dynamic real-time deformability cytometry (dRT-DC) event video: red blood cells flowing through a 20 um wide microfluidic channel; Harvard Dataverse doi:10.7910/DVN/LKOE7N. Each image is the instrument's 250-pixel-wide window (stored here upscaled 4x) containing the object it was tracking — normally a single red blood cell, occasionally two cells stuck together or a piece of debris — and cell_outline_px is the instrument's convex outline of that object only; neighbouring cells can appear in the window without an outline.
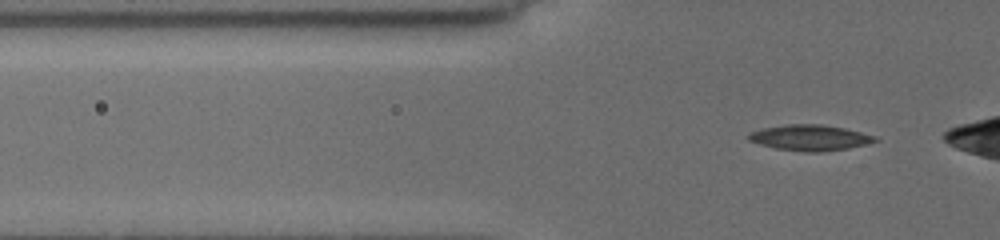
{"species": "common noctule bat (a hibernating species)", "species_latin": "Nyctalus noctula", "temperature_condition": "cold", "stored_images_in_passage": 8, "segment_of_instrument_passage": [2, 2], "camera_frame_rate_fps": 3000, "um_per_image_px": 0.085, "animal": {"sex": "female", "body_mass_g": 19.5, "forearm_length_mm": 54.1}, "frame": {"image": 1, "passage_image": 8, "time_ms": 6.667, "image_size_px": [1000, 240], "cell_outline_px": [[880, 140], [848, 148], [820, 152], [804, 152], [776, 148], [760, 144], [748, 140], [748, 136], [752, 132], [764, 128], [788, 124], [820, 124], [844, 128], [876, 136]], "centroid_in_image_um": [68.86, 11.7], "position_along_channel_um": 56.9, "area_um2": 18.73}}